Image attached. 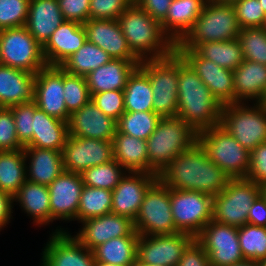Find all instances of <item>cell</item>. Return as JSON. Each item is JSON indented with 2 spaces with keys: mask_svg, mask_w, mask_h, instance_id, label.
Returning a JSON list of instances; mask_svg holds the SVG:
<instances>
[{
  "mask_svg": "<svg viewBox=\"0 0 266 266\" xmlns=\"http://www.w3.org/2000/svg\"><path fill=\"white\" fill-rule=\"evenodd\" d=\"M166 187L196 191L215 197L232 180L214 164L196 142L191 148L173 158L157 175Z\"/></svg>",
  "mask_w": 266,
  "mask_h": 266,
  "instance_id": "cell-1",
  "label": "cell"
},
{
  "mask_svg": "<svg viewBox=\"0 0 266 266\" xmlns=\"http://www.w3.org/2000/svg\"><path fill=\"white\" fill-rule=\"evenodd\" d=\"M222 105L179 54L178 111L196 133L220 125Z\"/></svg>",
  "mask_w": 266,
  "mask_h": 266,
  "instance_id": "cell-2",
  "label": "cell"
},
{
  "mask_svg": "<svg viewBox=\"0 0 266 266\" xmlns=\"http://www.w3.org/2000/svg\"><path fill=\"white\" fill-rule=\"evenodd\" d=\"M117 20L129 48L140 60L165 58L176 50L161 23L137 4L132 2Z\"/></svg>",
  "mask_w": 266,
  "mask_h": 266,
  "instance_id": "cell-3",
  "label": "cell"
},
{
  "mask_svg": "<svg viewBox=\"0 0 266 266\" xmlns=\"http://www.w3.org/2000/svg\"><path fill=\"white\" fill-rule=\"evenodd\" d=\"M239 26L231 3L207 0L191 30L176 44V49H193L206 42L238 38Z\"/></svg>",
  "mask_w": 266,
  "mask_h": 266,
  "instance_id": "cell-4",
  "label": "cell"
},
{
  "mask_svg": "<svg viewBox=\"0 0 266 266\" xmlns=\"http://www.w3.org/2000/svg\"><path fill=\"white\" fill-rule=\"evenodd\" d=\"M197 142V133L180 117L161 118L146 140L148 173L158 175L180 153Z\"/></svg>",
  "mask_w": 266,
  "mask_h": 266,
  "instance_id": "cell-5",
  "label": "cell"
},
{
  "mask_svg": "<svg viewBox=\"0 0 266 266\" xmlns=\"http://www.w3.org/2000/svg\"><path fill=\"white\" fill-rule=\"evenodd\" d=\"M148 76L153 92V111L161 118L178 111L179 53L165 58L141 60L138 65Z\"/></svg>",
  "mask_w": 266,
  "mask_h": 266,
  "instance_id": "cell-6",
  "label": "cell"
},
{
  "mask_svg": "<svg viewBox=\"0 0 266 266\" xmlns=\"http://www.w3.org/2000/svg\"><path fill=\"white\" fill-rule=\"evenodd\" d=\"M197 143L206 152V156L232 179L246 178L250 166V151L224 127L213 126L197 133Z\"/></svg>",
  "mask_w": 266,
  "mask_h": 266,
  "instance_id": "cell-7",
  "label": "cell"
},
{
  "mask_svg": "<svg viewBox=\"0 0 266 266\" xmlns=\"http://www.w3.org/2000/svg\"><path fill=\"white\" fill-rule=\"evenodd\" d=\"M234 103L222 106L220 125L250 152L266 142V104Z\"/></svg>",
  "mask_w": 266,
  "mask_h": 266,
  "instance_id": "cell-8",
  "label": "cell"
},
{
  "mask_svg": "<svg viewBox=\"0 0 266 266\" xmlns=\"http://www.w3.org/2000/svg\"><path fill=\"white\" fill-rule=\"evenodd\" d=\"M263 187L246 178L232 179L219 194L213 197V220L241 227L248 222V213Z\"/></svg>",
  "mask_w": 266,
  "mask_h": 266,
  "instance_id": "cell-9",
  "label": "cell"
},
{
  "mask_svg": "<svg viewBox=\"0 0 266 266\" xmlns=\"http://www.w3.org/2000/svg\"><path fill=\"white\" fill-rule=\"evenodd\" d=\"M134 227L141 236L180 232L172 217L170 188L158 179L146 191Z\"/></svg>",
  "mask_w": 266,
  "mask_h": 266,
  "instance_id": "cell-10",
  "label": "cell"
},
{
  "mask_svg": "<svg viewBox=\"0 0 266 266\" xmlns=\"http://www.w3.org/2000/svg\"><path fill=\"white\" fill-rule=\"evenodd\" d=\"M0 64L33 74L47 66L43 47L25 26L0 30Z\"/></svg>",
  "mask_w": 266,
  "mask_h": 266,
  "instance_id": "cell-11",
  "label": "cell"
},
{
  "mask_svg": "<svg viewBox=\"0 0 266 266\" xmlns=\"http://www.w3.org/2000/svg\"><path fill=\"white\" fill-rule=\"evenodd\" d=\"M172 217L176 228L196 237L213 220V197L196 191L170 188Z\"/></svg>",
  "mask_w": 266,
  "mask_h": 266,
  "instance_id": "cell-12",
  "label": "cell"
},
{
  "mask_svg": "<svg viewBox=\"0 0 266 266\" xmlns=\"http://www.w3.org/2000/svg\"><path fill=\"white\" fill-rule=\"evenodd\" d=\"M195 240L208 254L211 266H231L245 260L240 249L238 227L210 220Z\"/></svg>",
  "mask_w": 266,
  "mask_h": 266,
  "instance_id": "cell-13",
  "label": "cell"
},
{
  "mask_svg": "<svg viewBox=\"0 0 266 266\" xmlns=\"http://www.w3.org/2000/svg\"><path fill=\"white\" fill-rule=\"evenodd\" d=\"M195 240L185 232L138 237L137 259L146 265L177 266L183 252Z\"/></svg>",
  "mask_w": 266,
  "mask_h": 266,
  "instance_id": "cell-14",
  "label": "cell"
},
{
  "mask_svg": "<svg viewBox=\"0 0 266 266\" xmlns=\"http://www.w3.org/2000/svg\"><path fill=\"white\" fill-rule=\"evenodd\" d=\"M62 160L66 172L82 174L88 168L114 160L112 141L68 135Z\"/></svg>",
  "mask_w": 266,
  "mask_h": 266,
  "instance_id": "cell-15",
  "label": "cell"
},
{
  "mask_svg": "<svg viewBox=\"0 0 266 266\" xmlns=\"http://www.w3.org/2000/svg\"><path fill=\"white\" fill-rule=\"evenodd\" d=\"M39 266H95L93 251L84 246L64 228L52 232Z\"/></svg>",
  "mask_w": 266,
  "mask_h": 266,
  "instance_id": "cell-16",
  "label": "cell"
},
{
  "mask_svg": "<svg viewBox=\"0 0 266 266\" xmlns=\"http://www.w3.org/2000/svg\"><path fill=\"white\" fill-rule=\"evenodd\" d=\"M209 88L220 105L234 104V73L201 57L193 49H176Z\"/></svg>",
  "mask_w": 266,
  "mask_h": 266,
  "instance_id": "cell-17",
  "label": "cell"
},
{
  "mask_svg": "<svg viewBox=\"0 0 266 266\" xmlns=\"http://www.w3.org/2000/svg\"><path fill=\"white\" fill-rule=\"evenodd\" d=\"M34 102L49 116L69 122L71 114L65 106L60 66L47 65L35 74Z\"/></svg>",
  "mask_w": 266,
  "mask_h": 266,
  "instance_id": "cell-18",
  "label": "cell"
},
{
  "mask_svg": "<svg viewBox=\"0 0 266 266\" xmlns=\"http://www.w3.org/2000/svg\"><path fill=\"white\" fill-rule=\"evenodd\" d=\"M81 223L82 229L74 236L90 251L112 238L139 236L134 221L113 213L88 218Z\"/></svg>",
  "mask_w": 266,
  "mask_h": 266,
  "instance_id": "cell-19",
  "label": "cell"
},
{
  "mask_svg": "<svg viewBox=\"0 0 266 266\" xmlns=\"http://www.w3.org/2000/svg\"><path fill=\"white\" fill-rule=\"evenodd\" d=\"M157 180V175L145 172H128L112 190L111 213L127 217L132 221L137 217L148 188Z\"/></svg>",
  "mask_w": 266,
  "mask_h": 266,
  "instance_id": "cell-20",
  "label": "cell"
},
{
  "mask_svg": "<svg viewBox=\"0 0 266 266\" xmlns=\"http://www.w3.org/2000/svg\"><path fill=\"white\" fill-rule=\"evenodd\" d=\"M83 186L81 174L66 171L48 186L51 223L58 219L75 221Z\"/></svg>",
  "mask_w": 266,
  "mask_h": 266,
  "instance_id": "cell-21",
  "label": "cell"
},
{
  "mask_svg": "<svg viewBox=\"0 0 266 266\" xmlns=\"http://www.w3.org/2000/svg\"><path fill=\"white\" fill-rule=\"evenodd\" d=\"M83 26L87 41L99 46L112 59L141 61L129 48L118 20L88 19Z\"/></svg>",
  "mask_w": 266,
  "mask_h": 266,
  "instance_id": "cell-22",
  "label": "cell"
},
{
  "mask_svg": "<svg viewBox=\"0 0 266 266\" xmlns=\"http://www.w3.org/2000/svg\"><path fill=\"white\" fill-rule=\"evenodd\" d=\"M68 129L73 137L112 141L117 132V120L105 115L90 100L71 114Z\"/></svg>",
  "mask_w": 266,
  "mask_h": 266,
  "instance_id": "cell-23",
  "label": "cell"
},
{
  "mask_svg": "<svg viewBox=\"0 0 266 266\" xmlns=\"http://www.w3.org/2000/svg\"><path fill=\"white\" fill-rule=\"evenodd\" d=\"M86 40V31L83 24L68 20L63 21L43 46V54L47 65L60 66L82 47Z\"/></svg>",
  "mask_w": 266,
  "mask_h": 266,
  "instance_id": "cell-24",
  "label": "cell"
},
{
  "mask_svg": "<svg viewBox=\"0 0 266 266\" xmlns=\"http://www.w3.org/2000/svg\"><path fill=\"white\" fill-rule=\"evenodd\" d=\"M35 74L0 64V108L34 101Z\"/></svg>",
  "mask_w": 266,
  "mask_h": 266,
  "instance_id": "cell-25",
  "label": "cell"
},
{
  "mask_svg": "<svg viewBox=\"0 0 266 266\" xmlns=\"http://www.w3.org/2000/svg\"><path fill=\"white\" fill-rule=\"evenodd\" d=\"M234 103H264L266 98V65L244 60L234 71Z\"/></svg>",
  "mask_w": 266,
  "mask_h": 266,
  "instance_id": "cell-26",
  "label": "cell"
},
{
  "mask_svg": "<svg viewBox=\"0 0 266 266\" xmlns=\"http://www.w3.org/2000/svg\"><path fill=\"white\" fill-rule=\"evenodd\" d=\"M63 21L58 0H30L25 27L42 47Z\"/></svg>",
  "mask_w": 266,
  "mask_h": 266,
  "instance_id": "cell-27",
  "label": "cell"
},
{
  "mask_svg": "<svg viewBox=\"0 0 266 266\" xmlns=\"http://www.w3.org/2000/svg\"><path fill=\"white\" fill-rule=\"evenodd\" d=\"M27 181L49 186L65 169L62 151L38 147H24Z\"/></svg>",
  "mask_w": 266,
  "mask_h": 266,
  "instance_id": "cell-28",
  "label": "cell"
},
{
  "mask_svg": "<svg viewBox=\"0 0 266 266\" xmlns=\"http://www.w3.org/2000/svg\"><path fill=\"white\" fill-rule=\"evenodd\" d=\"M206 2L207 0H172L161 27L175 45L191 30Z\"/></svg>",
  "mask_w": 266,
  "mask_h": 266,
  "instance_id": "cell-29",
  "label": "cell"
},
{
  "mask_svg": "<svg viewBox=\"0 0 266 266\" xmlns=\"http://www.w3.org/2000/svg\"><path fill=\"white\" fill-rule=\"evenodd\" d=\"M141 61L111 59L86 77L90 95L112 90H124L129 75Z\"/></svg>",
  "mask_w": 266,
  "mask_h": 266,
  "instance_id": "cell-30",
  "label": "cell"
},
{
  "mask_svg": "<svg viewBox=\"0 0 266 266\" xmlns=\"http://www.w3.org/2000/svg\"><path fill=\"white\" fill-rule=\"evenodd\" d=\"M68 135V122L49 116L35 103L32 140L25 147L62 151Z\"/></svg>",
  "mask_w": 266,
  "mask_h": 266,
  "instance_id": "cell-31",
  "label": "cell"
},
{
  "mask_svg": "<svg viewBox=\"0 0 266 266\" xmlns=\"http://www.w3.org/2000/svg\"><path fill=\"white\" fill-rule=\"evenodd\" d=\"M13 202H18L32 217L33 224L48 225L51 222L50 195L46 185L26 181L13 196Z\"/></svg>",
  "mask_w": 266,
  "mask_h": 266,
  "instance_id": "cell-32",
  "label": "cell"
},
{
  "mask_svg": "<svg viewBox=\"0 0 266 266\" xmlns=\"http://www.w3.org/2000/svg\"><path fill=\"white\" fill-rule=\"evenodd\" d=\"M112 145L114 160L127 172L148 173V153L145 140L116 132Z\"/></svg>",
  "mask_w": 266,
  "mask_h": 266,
  "instance_id": "cell-33",
  "label": "cell"
},
{
  "mask_svg": "<svg viewBox=\"0 0 266 266\" xmlns=\"http://www.w3.org/2000/svg\"><path fill=\"white\" fill-rule=\"evenodd\" d=\"M123 93L125 111H153L152 86L147 74L139 66L129 75Z\"/></svg>",
  "mask_w": 266,
  "mask_h": 266,
  "instance_id": "cell-34",
  "label": "cell"
},
{
  "mask_svg": "<svg viewBox=\"0 0 266 266\" xmlns=\"http://www.w3.org/2000/svg\"><path fill=\"white\" fill-rule=\"evenodd\" d=\"M139 236L112 238L93 250L96 262L130 266L137 259Z\"/></svg>",
  "mask_w": 266,
  "mask_h": 266,
  "instance_id": "cell-35",
  "label": "cell"
},
{
  "mask_svg": "<svg viewBox=\"0 0 266 266\" xmlns=\"http://www.w3.org/2000/svg\"><path fill=\"white\" fill-rule=\"evenodd\" d=\"M23 149L0 151V190L14 196L27 181Z\"/></svg>",
  "mask_w": 266,
  "mask_h": 266,
  "instance_id": "cell-36",
  "label": "cell"
},
{
  "mask_svg": "<svg viewBox=\"0 0 266 266\" xmlns=\"http://www.w3.org/2000/svg\"><path fill=\"white\" fill-rule=\"evenodd\" d=\"M111 59L107 52L86 40L83 46L67 58L60 67L69 74L85 77Z\"/></svg>",
  "mask_w": 266,
  "mask_h": 266,
  "instance_id": "cell-37",
  "label": "cell"
},
{
  "mask_svg": "<svg viewBox=\"0 0 266 266\" xmlns=\"http://www.w3.org/2000/svg\"><path fill=\"white\" fill-rule=\"evenodd\" d=\"M195 51L218 66L234 71L243 61V50L239 39L213 41L199 45Z\"/></svg>",
  "mask_w": 266,
  "mask_h": 266,
  "instance_id": "cell-38",
  "label": "cell"
},
{
  "mask_svg": "<svg viewBox=\"0 0 266 266\" xmlns=\"http://www.w3.org/2000/svg\"><path fill=\"white\" fill-rule=\"evenodd\" d=\"M112 191L102 188L83 186L79 208L75 220L82 222L88 218L111 213Z\"/></svg>",
  "mask_w": 266,
  "mask_h": 266,
  "instance_id": "cell-39",
  "label": "cell"
},
{
  "mask_svg": "<svg viewBox=\"0 0 266 266\" xmlns=\"http://www.w3.org/2000/svg\"><path fill=\"white\" fill-rule=\"evenodd\" d=\"M161 117L154 111H125L117 120V132L147 140L155 131Z\"/></svg>",
  "mask_w": 266,
  "mask_h": 266,
  "instance_id": "cell-40",
  "label": "cell"
},
{
  "mask_svg": "<svg viewBox=\"0 0 266 266\" xmlns=\"http://www.w3.org/2000/svg\"><path fill=\"white\" fill-rule=\"evenodd\" d=\"M128 173L116 160L86 169L81 175L87 187L112 191Z\"/></svg>",
  "mask_w": 266,
  "mask_h": 266,
  "instance_id": "cell-41",
  "label": "cell"
},
{
  "mask_svg": "<svg viewBox=\"0 0 266 266\" xmlns=\"http://www.w3.org/2000/svg\"><path fill=\"white\" fill-rule=\"evenodd\" d=\"M238 239L245 260L266 259V227L245 224L238 227Z\"/></svg>",
  "mask_w": 266,
  "mask_h": 266,
  "instance_id": "cell-42",
  "label": "cell"
},
{
  "mask_svg": "<svg viewBox=\"0 0 266 266\" xmlns=\"http://www.w3.org/2000/svg\"><path fill=\"white\" fill-rule=\"evenodd\" d=\"M244 60L266 65V30L264 27L243 28L239 32Z\"/></svg>",
  "mask_w": 266,
  "mask_h": 266,
  "instance_id": "cell-43",
  "label": "cell"
},
{
  "mask_svg": "<svg viewBox=\"0 0 266 266\" xmlns=\"http://www.w3.org/2000/svg\"><path fill=\"white\" fill-rule=\"evenodd\" d=\"M63 94L67 111L72 114L91 100L86 77L63 70Z\"/></svg>",
  "mask_w": 266,
  "mask_h": 266,
  "instance_id": "cell-44",
  "label": "cell"
},
{
  "mask_svg": "<svg viewBox=\"0 0 266 266\" xmlns=\"http://www.w3.org/2000/svg\"><path fill=\"white\" fill-rule=\"evenodd\" d=\"M30 0H0V30L25 26Z\"/></svg>",
  "mask_w": 266,
  "mask_h": 266,
  "instance_id": "cell-45",
  "label": "cell"
},
{
  "mask_svg": "<svg viewBox=\"0 0 266 266\" xmlns=\"http://www.w3.org/2000/svg\"><path fill=\"white\" fill-rule=\"evenodd\" d=\"M231 4L241 29L264 27L266 15L259 0H234Z\"/></svg>",
  "mask_w": 266,
  "mask_h": 266,
  "instance_id": "cell-46",
  "label": "cell"
},
{
  "mask_svg": "<svg viewBox=\"0 0 266 266\" xmlns=\"http://www.w3.org/2000/svg\"><path fill=\"white\" fill-rule=\"evenodd\" d=\"M11 110L15 121L17 138L25 147L32 140L35 102L18 104L12 106Z\"/></svg>",
  "mask_w": 266,
  "mask_h": 266,
  "instance_id": "cell-47",
  "label": "cell"
},
{
  "mask_svg": "<svg viewBox=\"0 0 266 266\" xmlns=\"http://www.w3.org/2000/svg\"><path fill=\"white\" fill-rule=\"evenodd\" d=\"M91 101L107 116L118 120L125 112L123 90H112L91 95Z\"/></svg>",
  "mask_w": 266,
  "mask_h": 266,
  "instance_id": "cell-48",
  "label": "cell"
},
{
  "mask_svg": "<svg viewBox=\"0 0 266 266\" xmlns=\"http://www.w3.org/2000/svg\"><path fill=\"white\" fill-rule=\"evenodd\" d=\"M17 138L16 126L11 108H0V151L23 149Z\"/></svg>",
  "mask_w": 266,
  "mask_h": 266,
  "instance_id": "cell-49",
  "label": "cell"
},
{
  "mask_svg": "<svg viewBox=\"0 0 266 266\" xmlns=\"http://www.w3.org/2000/svg\"><path fill=\"white\" fill-rule=\"evenodd\" d=\"M133 0H90L89 19L117 20Z\"/></svg>",
  "mask_w": 266,
  "mask_h": 266,
  "instance_id": "cell-50",
  "label": "cell"
},
{
  "mask_svg": "<svg viewBox=\"0 0 266 266\" xmlns=\"http://www.w3.org/2000/svg\"><path fill=\"white\" fill-rule=\"evenodd\" d=\"M246 179L266 186V142L259 144L250 152V166Z\"/></svg>",
  "mask_w": 266,
  "mask_h": 266,
  "instance_id": "cell-51",
  "label": "cell"
},
{
  "mask_svg": "<svg viewBox=\"0 0 266 266\" xmlns=\"http://www.w3.org/2000/svg\"><path fill=\"white\" fill-rule=\"evenodd\" d=\"M65 20L84 24L89 19L90 0H58Z\"/></svg>",
  "mask_w": 266,
  "mask_h": 266,
  "instance_id": "cell-52",
  "label": "cell"
},
{
  "mask_svg": "<svg viewBox=\"0 0 266 266\" xmlns=\"http://www.w3.org/2000/svg\"><path fill=\"white\" fill-rule=\"evenodd\" d=\"M177 266H211L208 254L203 247L194 240L183 252Z\"/></svg>",
  "mask_w": 266,
  "mask_h": 266,
  "instance_id": "cell-53",
  "label": "cell"
},
{
  "mask_svg": "<svg viewBox=\"0 0 266 266\" xmlns=\"http://www.w3.org/2000/svg\"><path fill=\"white\" fill-rule=\"evenodd\" d=\"M171 2L172 0H133V3L140 6L160 23L165 19Z\"/></svg>",
  "mask_w": 266,
  "mask_h": 266,
  "instance_id": "cell-54",
  "label": "cell"
},
{
  "mask_svg": "<svg viewBox=\"0 0 266 266\" xmlns=\"http://www.w3.org/2000/svg\"><path fill=\"white\" fill-rule=\"evenodd\" d=\"M247 224L266 227V196L263 193L252 204Z\"/></svg>",
  "mask_w": 266,
  "mask_h": 266,
  "instance_id": "cell-55",
  "label": "cell"
},
{
  "mask_svg": "<svg viewBox=\"0 0 266 266\" xmlns=\"http://www.w3.org/2000/svg\"><path fill=\"white\" fill-rule=\"evenodd\" d=\"M13 196L0 190V228L9 224L12 218Z\"/></svg>",
  "mask_w": 266,
  "mask_h": 266,
  "instance_id": "cell-56",
  "label": "cell"
},
{
  "mask_svg": "<svg viewBox=\"0 0 266 266\" xmlns=\"http://www.w3.org/2000/svg\"><path fill=\"white\" fill-rule=\"evenodd\" d=\"M231 266H260L258 262L251 260H244L242 262L233 264Z\"/></svg>",
  "mask_w": 266,
  "mask_h": 266,
  "instance_id": "cell-57",
  "label": "cell"
},
{
  "mask_svg": "<svg viewBox=\"0 0 266 266\" xmlns=\"http://www.w3.org/2000/svg\"><path fill=\"white\" fill-rule=\"evenodd\" d=\"M130 266H149V265L143 264L138 259H136Z\"/></svg>",
  "mask_w": 266,
  "mask_h": 266,
  "instance_id": "cell-58",
  "label": "cell"
},
{
  "mask_svg": "<svg viewBox=\"0 0 266 266\" xmlns=\"http://www.w3.org/2000/svg\"><path fill=\"white\" fill-rule=\"evenodd\" d=\"M259 2H260V5H261V7L263 9V12L266 15V0H259Z\"/></svg>",
  "mask_w": 266,
  "mask_h": 266,
  "instance_id": "cell-59",
  "label": "cell"
},
{
  "mask_svg": "<svg viewBox=\"0 0 266 266\" xmlns=\"http://www.w3.org/2000/svg\"><path fill=\"white\" fill-rule=\"evenodd\" d=\"M95 266H117L109 263H103V262H96Z\"/></svg>",
  "mask_w": 266,
  "mask_h": 266,
  "instance_id": "cell-60",
  "label": "cell"
},
{
  "mask_svg": "<svg viewBox=\"0 0 266 266\" xmlns=\"http://www.w3.org/2000/svg\"><path fill=\"white\" fill-rule=\"evenodd\" d=\"M260 266H266V259L258 262Z\"/></svg>",
  "mask_w": 266,
  "mask_h": 266,
  "instance_id": "cell-61",
  "label": "cell"
},
{
  "mask_svg": "<svg viewBox=\"0 0 266 266\" xmlns=\"http://www.w3.org/2000/svg\"><path fill=\"white\" fill-rule=\"evenodd\" d=\"M214 1L231 3V2L234 1V0H214Z\"/></svg>",
  "mask_w": 266,
  "mask_h": 266,
  "instance_id": "cell-62",
  "label": "cell"
},
{
  "mask_svg": "<svg viewBox=\"0 0 266 266\" xmlns=\"http://www.w3.org/2000/svg\"><path fill=\"white\" fill-rule=\"evenodd\" d=\"M263 194L266 196V186L263 187Z\"/></svg>",
  "mask_w": 266,
  "mask_h": 266,
  "instance_id": "cell-63",
  "label": "cell"
}]
</instances>
